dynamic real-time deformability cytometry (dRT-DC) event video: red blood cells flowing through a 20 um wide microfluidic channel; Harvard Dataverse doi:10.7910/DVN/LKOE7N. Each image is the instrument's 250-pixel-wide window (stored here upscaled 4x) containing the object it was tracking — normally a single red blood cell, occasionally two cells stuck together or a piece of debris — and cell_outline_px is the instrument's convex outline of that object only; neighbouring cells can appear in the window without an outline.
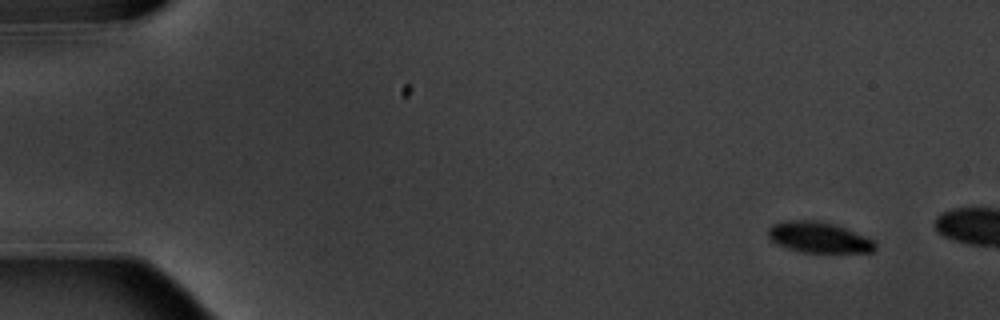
{"species": "common noctule bat (a hibernating species)", "species_latin": "Nyctalus noctula", "temperature_condition": "warm", "stored_images_in_passage": 3, "camera_frame_rate_fps": 3000, "um_per_image_px": 0.085, "animal": {"sex": "male", "body_mass_g": 20.1, "forearm_length_mm": 53.5}, "frame": {"image": 1, "passage_image": 1, "time_ms": 0.0, "image_size_px": [1000, 320], "cell_outline_px": [[876, 248], [872, 252], [804, 252], [788, 248], [776, 244], [768, 236], [768, 228], [772, 224], [784, 220], [816, 220], [832, 224], [844, 228], [872, 240], [876, 244]], "centroid_in_image_um": [69.54, 20.17], "position_along_channel_um": 15.5, "area_um2": 18.9}}